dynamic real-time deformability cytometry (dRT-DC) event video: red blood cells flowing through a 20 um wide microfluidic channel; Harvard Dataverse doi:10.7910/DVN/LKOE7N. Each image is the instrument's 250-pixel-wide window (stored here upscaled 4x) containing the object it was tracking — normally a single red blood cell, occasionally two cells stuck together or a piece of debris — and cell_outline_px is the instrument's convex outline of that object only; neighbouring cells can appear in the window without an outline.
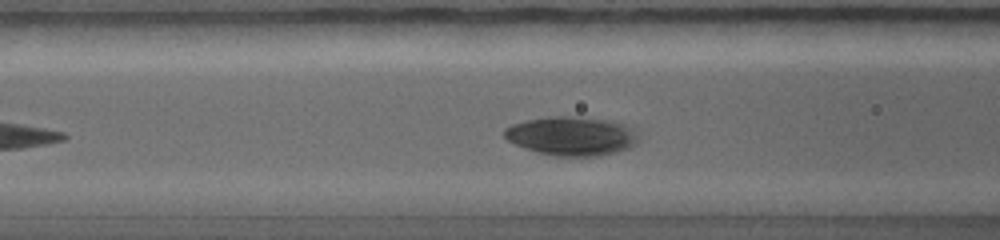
{"species": "common noctule bat (a hibernating species)", "species_latin": "Nyctalus noctula", "temperature_condition": "warm", "stored_images_in_passage": 16, "camera_frame_rate_fps": 5000, "um_per_image_px": 0.085, "animal": {"sex": "female", "body_mass_g": 19.0, "forearm_length_mm": 56.7}, "frame": {"image": 1, "passage_image": 8, "time_ms": 2.8, "image_size_px": [1000, 240], "cell_outline_px": [[636, 144], [628, 148], [616, 152], [596, 156], [556, 156], [536, 152], [524, 148], [508, 140], [504, 136], [504, 128], [512, 124], [524, 120], [552, 116], [568, 116], [604, 120], [624, 124], [632, 128], [636, 136]], "centroid_in_image_um": [48.53, 11.56], "position_along_channel_um": 118.1, "area_um2": 30.11}}
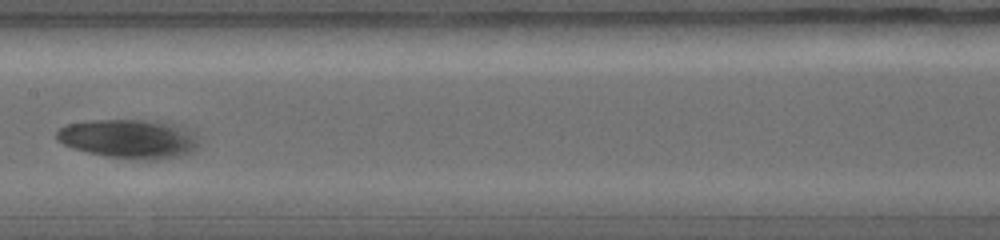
{"frame": {"image": 2, "passage_image": 11, "time_ms": 4.2, "image_size_px": [1000, 240], "cell_outline_px": [[200, 148], [192, 152], [176, 156], [156, 160], [136, 160], [104, 156], [72, 148], [56, 140], [56, 132], [60, 128], [68, 124], [88, 120], [144, 120], [172, 124], [188, 132], [200, 140]], "centroid_in_image_um": [10.92, 11.82], "position_along_channel_um": 196.5, "area_um2": 32.25}}
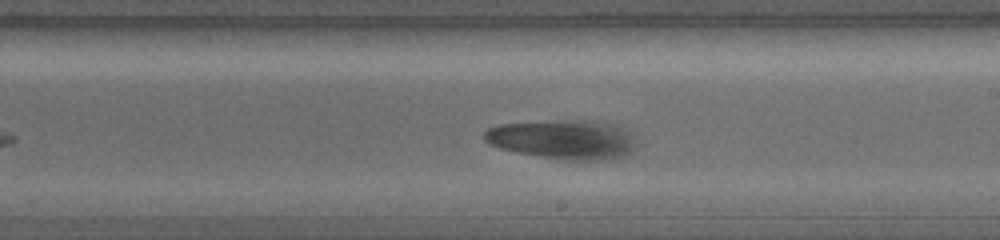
{"frame": {"image": 3, "passage_image": 13, "time_ms": 5.0, "image_size_px": [1000, 240], "cell_outline_px": [[636, 148], [632, 152], [624, 156], [604, 160], [564, 160], [516, 152], [500, 148], [488, 144], [484, 140], [484, 132], [488, 128], [496, 124], [584, 120], [612, 124], [628, 132]], "centroid_in_image_um": [47.82, 11.87], "position_along_channel_um": 241.2, "area_um2": 34.33}}